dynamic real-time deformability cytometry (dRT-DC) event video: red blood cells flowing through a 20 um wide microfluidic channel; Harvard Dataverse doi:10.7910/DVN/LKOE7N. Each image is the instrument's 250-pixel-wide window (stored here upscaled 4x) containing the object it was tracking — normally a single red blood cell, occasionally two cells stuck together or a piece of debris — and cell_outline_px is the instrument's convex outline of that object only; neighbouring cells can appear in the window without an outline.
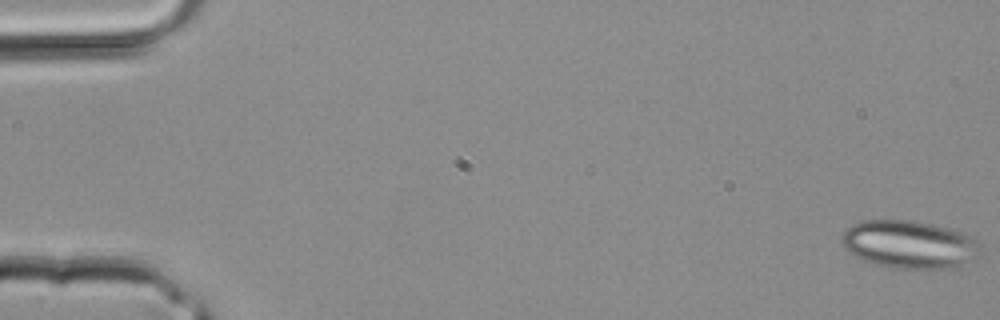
{"species": "common noctule bat (a hibernating species)", "species_latin": "Nyctalus noctula", "temperature_condition": "room temperature", "stored_images_in_passage": 2, "camera_frame_rate_fps": 3000, "um_per_image_px": 0.085, "animal": {"sex": "male", "body_mass_g": 20.4}, "frame": {"image": 1, "passage_image": 2, "time_ms": 0.333, "image_size_px": [1000, 320], "cell_outline_px": [[984, 256], [976, 260], [956, 268], [888, 268], [864, 260], [856, 256], [844, 248], [840, 240], [844, 232], [852, 224], [860, 220], [912, 220], [932, 224], [948, 228], [960, 232], [976, 240], [980, 244]], "centroid_in_image_um": [77.35, 20.79], "position_along_channel_um": 7.7, "area_um2": 39.19}}